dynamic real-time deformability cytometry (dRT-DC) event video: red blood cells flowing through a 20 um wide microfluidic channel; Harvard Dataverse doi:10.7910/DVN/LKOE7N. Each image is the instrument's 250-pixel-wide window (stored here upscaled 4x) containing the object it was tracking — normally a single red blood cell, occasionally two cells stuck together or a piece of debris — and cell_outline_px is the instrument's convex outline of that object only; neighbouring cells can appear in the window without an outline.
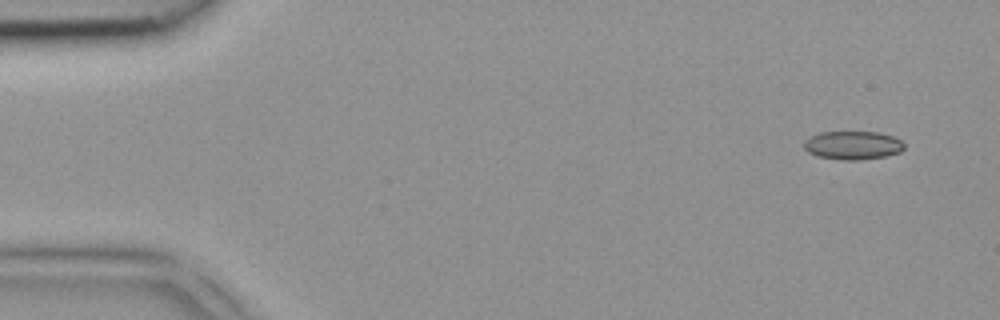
{"species": "common noctule bat (a hibernating species)", "species_latin": "Nyctalus noctula", "temperature_condition": "room temperature", "stored_images_in_passage": 3, "camera_frame_rate_fps": 3000, "um_per_image_px": 0.085, "animal": {"sex": "female", "body_mass_g": 18.4}, "frame": {"image": 1, "passage_image": 1, "time_ms": 0.0, "image_size_px": [1000, 320], "cell_outline_px": [[904, 148], [900, 152], [884, 156], [856, 160], [844, 160], [816, 156], [808, 152], [804, 148], [804, 140], [808, 136], [820, 132], [880, 132], [892, 136], [900, 140], [904, 144]], "centroid_in_image_um": [72.45, 12.34], "position_along_channel_um": 12.6, "area_um2": 16.65}}